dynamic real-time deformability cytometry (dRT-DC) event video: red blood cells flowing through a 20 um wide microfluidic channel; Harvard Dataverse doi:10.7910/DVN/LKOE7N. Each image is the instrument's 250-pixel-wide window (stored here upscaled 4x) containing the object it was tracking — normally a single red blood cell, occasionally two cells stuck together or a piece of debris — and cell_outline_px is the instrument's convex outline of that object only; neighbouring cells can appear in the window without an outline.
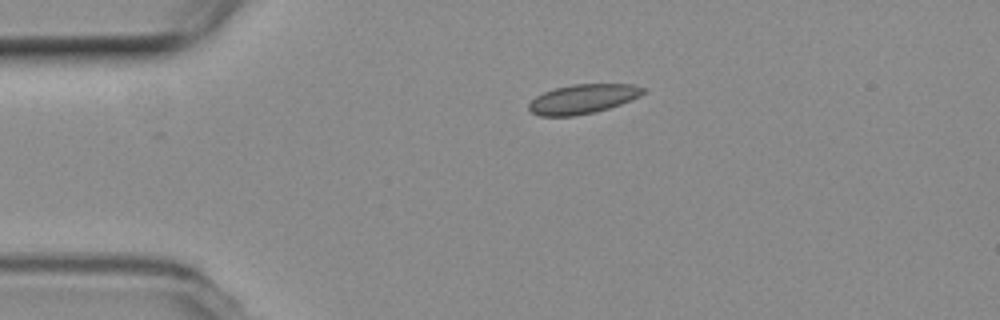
{"species": "common noctule bat (a hibernating species)", "species_latin": "Nyctalus noctula", "temperature_condition": "room temperature", "stored_images_in_passage": 2, "camera_frame_rate_fps": 3000, "um_per_image_px": 0.085, "animal": {"sex": "female", "body_mass_g": 19.3, "forearm_length_mm": 54.1}, "frame": {"image": 1, "passage_image": 1, "time_ms": 0.0, "image_size_px": [1000, 320], "cell_outline_px": [[644, 92], [640, 96], [620, 104], [608, 108], [592, 112], [572, 116], [540, 116], [532, 112], [528, 108], [528, 104], [536, 96], [544, 92], [556, 88], [572, 84], [632, 84], [644, 88]], "centroid_in_image_um": [49.52, 8.4], "position_along_channel_um": 35.5, "area_um2": 19.31}}